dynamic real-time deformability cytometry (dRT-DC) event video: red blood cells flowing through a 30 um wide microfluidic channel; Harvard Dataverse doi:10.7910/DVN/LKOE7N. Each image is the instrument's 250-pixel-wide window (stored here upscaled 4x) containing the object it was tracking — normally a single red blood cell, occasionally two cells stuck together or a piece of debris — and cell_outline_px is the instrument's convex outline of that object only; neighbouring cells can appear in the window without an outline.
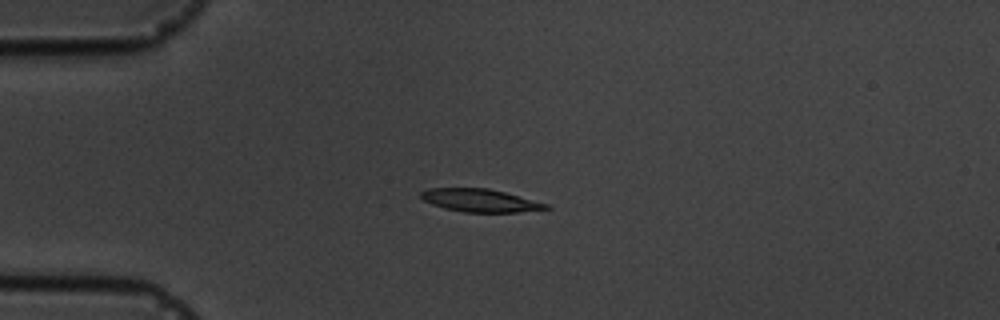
{"species": "common noctule bat (a hibernating species)", "species_latin": "Nyctalus noctula", "temperature_condition": "cold", "stored_images_in_passage": 6, "camera_frame_rate_fps": 3000, "um_per_image_px": 0.085, "animal": {"sex": "male", "body_mass_g": 19.5, "forearm_length_mm": 54.6}, "frame": {"image": 1, "passage_image": 3, "time_ms": 2.333, "image_size_px": [1000, 320], "cell_outline_px": [[552, 208], [520, 212], [464, 212], [444, 208], [432, 204], [424, 200], [420, 196], [420, 192], [428, 188], [488, 188], [504, 192], [548, 204]], "centroid_in_image_um": [40.79, 17.04], "position_along_channel_um": 44.2, "area_um2": 16.59}}
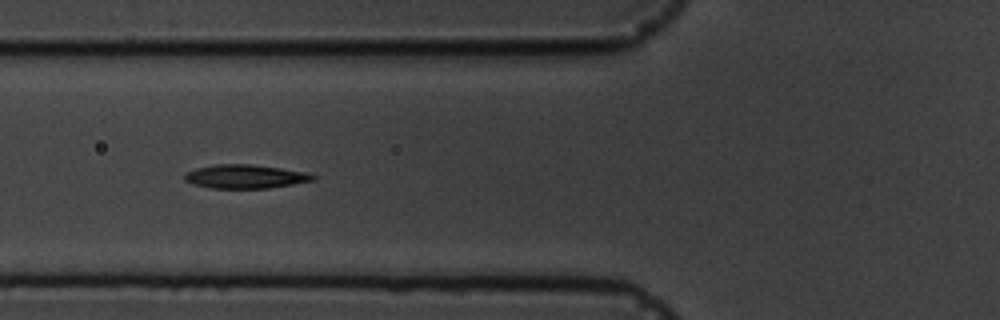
{"frame": {"image": 2, "passage_image": 5, "time_ms": 4.667, "image_size_px": [1000, 320], "cell_outline_px": [[316, 180], [268, 188], [208, 188], [192, 184], [184, 180], [184, 176], [188, 172], [196, 168], [216, 164], [248, 164], [280, 168], [304, 172], [316, 176]], "centroid_in_image_um": [20.82, 15.01], "position_along_channel_um": 105.0, "area_um2": 17.63}}
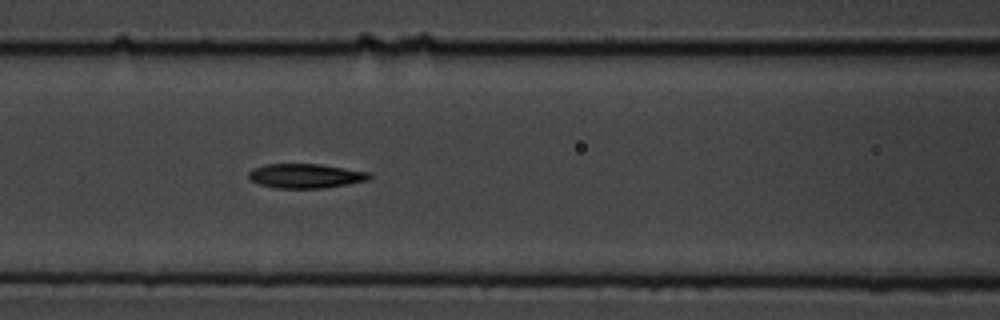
{"frame": {"image": 3, "passage_image": 6, "time_ms": 5.667, "image_size_px": [1000, 320], "cell_outline_px": [[372, 176], [368, 180], [348, 184], [324, 188], [276, 188], [260, 184], [252, 180], [248, 176], [248, 172], [252, 168], [264, 164], [320, 164], [372, 172]], "centroid_in_image_um": [26.0, 14.94], "position_along_channel_um": 140.6, "area_um2": 17.28}}